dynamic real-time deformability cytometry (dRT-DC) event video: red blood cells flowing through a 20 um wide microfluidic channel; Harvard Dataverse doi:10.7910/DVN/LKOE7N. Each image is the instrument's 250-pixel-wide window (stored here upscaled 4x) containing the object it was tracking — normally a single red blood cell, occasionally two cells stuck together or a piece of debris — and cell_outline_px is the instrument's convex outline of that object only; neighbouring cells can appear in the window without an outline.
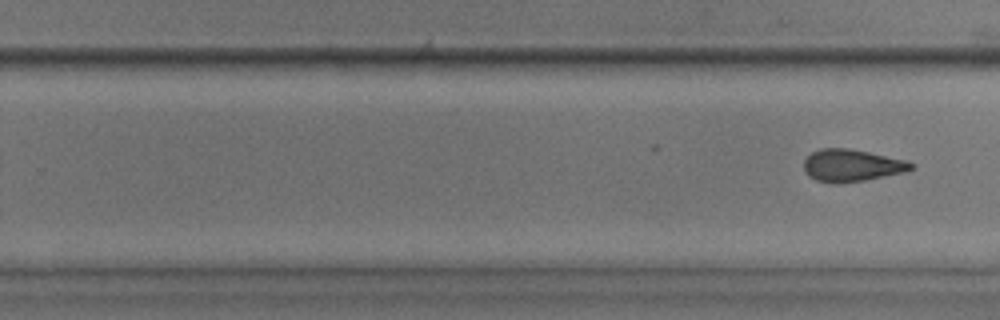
{"species": "common noctule bat (a hibernating species)", "species_latin": "Nyctalus noctula", "temperature_condition": "room temperature", "stored_images_in_passage": 32, "segment_of_instrument_passage": [2, 2], "camera_frame_rate_fps": 3000, "um_per_image_px": 0.085, "animal": {"sex": "male", "body_mass_g": 17.9, "forearm_length_mm": 54.2}, "frame": {"image": 1, "passage_image": 32, "time_ms": 10.333, "image_size_px": [1000, 320], "cell_outline_px": [[916, 168], [908, 172], [864, 180], [836, 184], [832, 184], [816, 180], [808, 176], [804, 172], [804, 160], [812, 152], [820, 148], [848, 148], [908, 160], [916, 164]], "centroid_in_image_um": [72.44, 14.07], "position_along_channel_um": 257.4, "area_um2": 20.52}}